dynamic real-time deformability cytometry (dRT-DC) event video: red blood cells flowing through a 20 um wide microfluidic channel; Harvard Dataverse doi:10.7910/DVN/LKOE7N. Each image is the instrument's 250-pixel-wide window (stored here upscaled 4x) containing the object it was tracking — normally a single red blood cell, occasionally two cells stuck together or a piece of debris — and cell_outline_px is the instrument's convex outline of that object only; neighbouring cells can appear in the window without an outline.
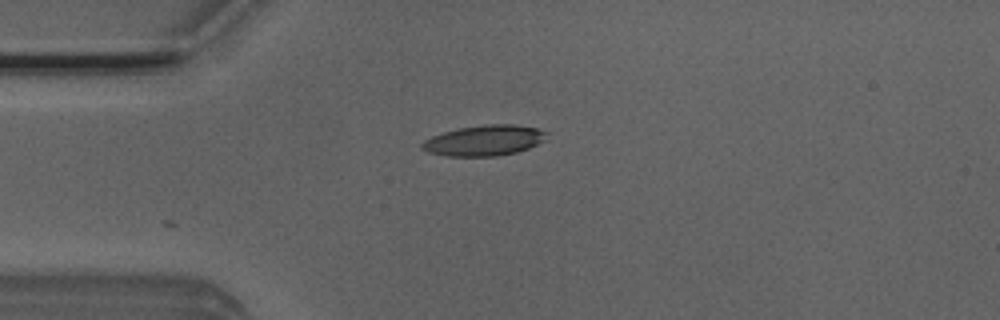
{"species": "Egyptian fruit bat (a non-hibernating species)", "species_latin": "Rousettus aegyptiacus", "temperature_condition": "room temperature", "stored_images_in_passage": 5, "camera_frame_rate_fps": 3000, "um_per_image_px": 0.085, "animal": {"sex": "male"}, "frame": {"image": 1, "passage_image": 3, "time_ms": 0.667, "image_size_px": [1000, 320], "cell_outline_px": [[548, 132], [544, 140], [528, 148], [516, 152], [496, 156], [444, 156], [428, 152], [420, 148], [420, 144], [424, 140], [432, 136], [456, 128], [488, 124], [516, 124], [536, 128]], "centroid_in_image_um": [41.13, 11.93], "position_along_channel_um": 43.9, "area_um2": 22.25}}
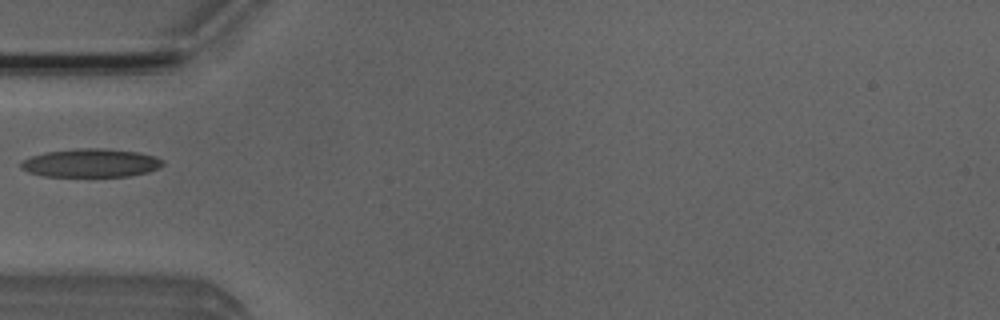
{"frame": {"image": 2, "passage_image": 4, "time_ms": 1.0, "image_size_px": [1000, 320], "cell_outline_px": [[164, 164], [148, 172], [128, 176], [44, 176], [28, 172], [20, 168], [20, 160], [44, 152], [76, 148], [100, 148], [140, 152], [156, 156], [164, 160]], "centroid_in_image_um": [7.7, 13.84], "position_along_channel_um": 77.3, "area_um2": 23.64}}